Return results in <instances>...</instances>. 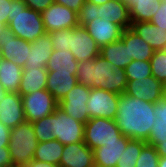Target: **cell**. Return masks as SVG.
Masks as SVG:
<instances>
[{"instance_id":"24","label":"cell","mask_w":166,"mask_h":167,"mask_svg":"<svg viewBox=\"0 0 166 167\" xmlns=\"http://www.w3.org/2000/svg\"><path fill=\"white\" fill-rule=\"evenodd\" d=\"M131 22L150 21L160 8L161 0H124Z\"/></svg>"},{"instance_id":"13","label":"cell","mask_w":166,"mask_h":167,"mask_svg":"<svg viewBox=\"0 0 166 167\" xmlns=\"http://www.w3.org/2000/svg\"><path fill=\"white\" fill-rule=\"evenodd\" d=\"M166 93V85L153 76L127 82L125 94L153 103L159 102Z\"/></svg>"},{"instance_id":"28","label":"cell","mask_w":166,"mask_h":167,"mask_svg":"<svg viewBox=\"0 0 166 167\" xmlns=\"http://www.w3.org/2000/svg\"><path fill=\"white\" fill-rule=\"evenodd\" d=\"M63 149L64 145L56 139L46 142H39L33 159L59 166Z\"/></svg>"},{"instance_id":"34","label":"cell","mask_w":166,"mask_h":167,"mask_svg":"<svg viewBox=\"0 0 166 167\" xmlns=\"http://www.w3.org/2000/svg\"><path fill=\"white\" fill-rule=\"evenodd\" d=\"M159 154L154 146L146 144L136 160L135 167H158Z\"/></svg>"},{"instance_id":"5","label":"cell","mask_w":166,"mask_h":167,"mask_svg":"<svg viewBox=\"0 0 166 167\" xmlns=\"http://www.w3.org/2000/svg\"><path fill=\"white\" fill-rule=\"evenodd\" d=\"M122 136L115 120L97 117L91 118L85 124L84 143L91 150L104 146L105 143L117 141Z\"/></svg>"},{"instance_id":"44","label":"cell","mask_w":166,"mask_h":167,"mask_svg":"<svg viewBox=\"0 0 166 167\" xmlns=\"http://www.w3.org/2000/svg\"><path fill=\"white\" fill-rule=\"evenodd\" d=\"M0 165L3 167L13 166L8 147H0Z\"/></svg>"},{"instance_id":"11","label":"cell","mask_w":166,"mask_h":167,"mask_svg":"<svg viewBox=\"0 0 166 167\" xmlns=\"http://www.w3.org/2000/svg\"><path fill=\"white\" fill-rule=\"evenodd\" d=\"M41 16L47 33L79 26L77 12L55 2Z\"/></svg>"},{"instance_id":"8","label":"cell","mask_w":166,"mask_h":167,"mask_svg":"<svg viewBox=\"0 0 166 167\" xmlns=\"http://www.w3.org/2000/svg\"><path fill=\"white\" fill-rule=\"evenodd\" d=\"M119 95L103 89H91L86 111L91 118L114 120L118 110Z\"/></svg>"},{"instance_id":"15","label":"cell","mask_w":166,"mask_h":167,"mask_svg":"<svg viewBox=\"0 0 166 167\" xmlns=\"http://www.w3.org/2000/svg\"><path fill=\"white\" fill-rule=\"evenodd\" d=\"M60 167H95L94 152L84 142L64 145Z\"/></svg>"},{"instance_id":"19","label":"cell","mask_w":166,"mask_h":167,"mask_svg":"<svg viewBox=\"0 0 166 167\" xmlns=\"http://www.w3.org/2000/svg\"><path fill=\"white\" fill-rule=\"evenodd\" d=\"M121 40L128 46L129 64L133 60L150 61L153 57L155 50L131 28L123 30Z\"/></svg>"},{"instance_id":"35","label":"cell","mask_w":166,"mask_h":167,"mask_svg":"<svg viewBox=\"0 0 166 167\" xmlns=\"http://www.w3.org/2000/svg\"><path fill=\"white\" fill-rule=\"evenodd\" d=\"M98 5L92 2H85L77 13L79 26L84 27L87 23L98 18Z\"/></svg>"},{"instance_id":"45","label":"cell","mask_w":166,"mask_h":167,"mask_svg":"<svg viewBox=\"0 0 166 167\" xmlns=\"http://www.w3.org/2000/svg\"><path fill=\"white\" fill-rule=\"evenodd\" d=\"M21 167H60V166L50 164V163H47V162H40V161H37V160L33 159L29 163H27V164H25Z\"/></svg>"},{"instance_id":"37","label":"cell","mask_w":166,"mask_h":167,"mask_svg":"<svg viewBox=\"0 0 166 167\" xmlns=\"http://www.w3.org/2000/svg\"><path fill=\"white\" fill-rule=\"evenodd\" d=\"M162 140H166V123L155 122L151 128L147 144L154 146L155 144L160 143Z\"/></svg>"},{"instance_id":"36","label":"cell","mask_w":166,"mask_h":167,"mask_svg":"<svg viewBox=\"0 0 166 167\" xmlns=\"http://www.w3.org/2000/svg\"><path fill=\"white\" fill-rule=\"evenodd\" d=\"M49 34L53 50H70V29L57 30Z\"/></svg>"},{"instance_id":"18","label":"cell","mask_w":166,"mask_h":167,"mask_svg":"<svg viewBox=\"0 0 166 167\" xmlns=\"http://www.w3.org/2000/svg\"><path fill=\"white\" fill-rule=\"evenodd\" d=\"M52 52L53 44L50 34L46 33L38 37L34 42H31L29 55L23 69L46 67Z\"/></svg>"},{"instance_id":"33","label":"cell","mask_w":166,"mask_h":167,"mask_svg":"<svg viewBox=\"0 0 166 167\" xmlns=\"http://www.w3.org/2000/svg\"><path fill=\"white\" fill-rule=\"evenodd\" d=\"M38 142L54 140L52 135V114L32 123Z\"/></svg>"},{"instance_id":"30","label":"cell","mask_w":166,"mask_h":167,"mask_svg":"<svg viewBox=\"0 0 166 167\" xmlns=\"http://www.w3.org/2000/svg\"><path fill=\"white\" fill-rule=\"evenodd\" d=\"M124 70L127 81L152 76L150 61L133 60Z\"/></svg>"},{"instance_id":"16","label":"cell","mask_w":166,"mask_h":167,"mask_svg":"<svg viewBox=\"0 0 166 167\" xmlns=\"http://www.w3.org/2000/svg\"><path fill=\"white\" fill-rule=\"evenodd\" d=\"M84 27L100 48L120 40L124 30L120 25L101 19L100 17L95 20L93 19Z\"/></svg>"},{"instance_id":"42","label":"cell","mask_w":166,"mask_h":167,"mask_svg":"<svg viewBox=\"0 0 166 167\" xmlns=\"http://www.w3.org/2000/svg\"><path fill=\"white\" fill-rule=\"evenodd\" d=\"M54 2L66 6L78 13L86 0H54Z\"/></svg>"},{"instance_id":"6","label":"cell","mask_w":166,"mask_h":167,"mask_svg":"<svg viewBox=\"0 0 166 167\" xmlns=\"http://www.w3.org/2000/svg\"><path fill=\"white\" fill-rule=\"evenodd\" d=\"M85 124L67 115L59 106L52 113V135L63 145L84 142Z\"/></svg>"},{"instance_id":"27","label":"cell","mask_w":166,"mask_h":167,"mask_svg":"<svg viewBox=\"0 0 166 167\" xmlns=\"http://www.w3.org/2000/svg\"><path fill=\"white\" fill-rule=\"evenodd\" d=\"M23 68L17 64L2 59L0 64V84L8 92L19 93Z\"/></svg>"},{"instance_id":"25","label":"cell","mask_w":166,"mask_h":167,"mask_svg":"<svg viewBox=\"0 0 166 167\" xmlns=\"http://www.w3.org/2000/svg\"><path fill=\"white\" fill-rule=\"evenodd\" d=\"M78 63L70 50L59 49L53 50L46 68L48 71H58L76 75Z\"/></svg>"},{"instance_id":"17","label":"cell","mask_w":166,"mask_h":167,"mask_svg":"<svg viewBox=\"0 0 166 167\" xmlns=\"http://www.w3.org/2000/svg\"><path fill=\"white\" fill-rule=\"evenodd\" d=\"M129 140V137L123 135L117 141L105 143L104 146L94 149L95 167H116Z\"/></svg>"},{"instance_id":"1","label":"cell","mask_w":166,"mask_h":167,"mask_svg":"<svg viewBox=\"0 0 166 167\" xmlns=\"http://www.w3.org/2000/svg\"><path fill=\"white\" fill-rule=\"evenodd\" d=\"M154 104L125 93L120 94L114 120L122 134L130 139L147 142L157 118L153 111Z\"/></svg>"},{"instance_id":"23","label":"cell","mask_w":166,"mask_h":167,"mask_svg":"<svg viewBox=\"0 0 166 167\" xmlns=\"http://www.w3.org/2000/svg\"><path fill=\"white\" fill-rule=\"evenodd\" d=\"M48 70L46 67L22 70L19 94L25 95L38 90L46 89Z\"/></svg>"},{"instance_id":"41","label":"cell","mask_w":166,"mask_h":167,"mask_svg":"<svg viewBox=\"0 0 166 167\" xmlns=\"http://www.w3.org/2000/svg\"><path fill=\"white\" fill-rule=\"evenodd\" d=\"M27 7L42 12L46 10L51 4L54 3V0H23Z\"/></svg>"},{"instance_id":"40","label":"cell","mask_w":166,"mask_h":167,"mask_svg":"<svg viewBox=\"0 0 166 167\" xmlns=\"http://www.w3.org/2000/svg\"><path fill=\"white\" fill-rule=\"evenodd\" d=\"M12 0H0V23L6 27L8 25V17H11Z\"/></svg>"},{"instance_id":"14","label":"cell","mask_w":166,"mask_h":167,"mask_svg":"<svg viewBox=\"0 0 166 167\" xmlns=\"http://www.w3.org/2000/svg\"><path fill=\"white\" fill-rule=\"evenodd\" d=\"M25 121L22 96L8 92L0 101V122L12 129Z\"/></svg>"},{"instance_id":"10","label":"cell","mask_w":166,"mask_h":167,"mask_svg":"<svg viewBox=\"0 0 166 167\" xmlns=\"http://www.w3.org/2000/svg\"><path fill=\"white\" fill-rule=\"evenodd\" d=\"M91 88L77 83L59 102V107L74 119L86 124L90 117L87 114L86 106Z\"/></svg>"},{"instance_id":"51","label":"cell","mask_w":166,"mask_h":167,"mask_svg":"<svg viewBox=\"0 0 166 167\" xmlns=\"http://www.w3.org/2000/svg\"><path fill=\"white\" fill-rule=\"evenodd\" d=\"M164 52H166V45L164 46V48L162 49Z\"/></svg>"},{"instance_id":"7","label":"cell","mask_w":166,"mask_h":167,"mask_svg":"<svg viewBox=\"0 0 166 167\" xmlns=\"http://www.w3.org/2000/svg\"><path fill=\"white\" fill-rule=\"evenodd\" d=\"M22 101L26 121L31 123L51 115L59 105L47 89L22 95Z\"/></svg>"},{"instance_id":"4","label":"cell","mask_w":166,"mask_h":167,"mask_svg":"<svg viewBox=\"0 0 166 167\" xmlns=\"http://www.w3.org/2000/svg\"><path fill=\"white\" fill-rule=\"evenodd\" d=\"M76 78L78 83L91 89L106 90L105 79L110 77L115 67L104 59L97 56L93 60L78 63Z\"/></svg>"},{"instance_id":"49","label":"cell","mask_w":166,"mask_h":167,"mask_svg":"<svg viewBox=\"0 0 166 167\" xmlns=\"http://www.w3.org/2000/svg\"><path fill=\"white\" fill-rule=\"evenodd\" d=\"M8 93V91H6L0 84V101L2 99V97H5V95Z\"/></svg>"},{"instance_id":"9","label":"cell","mask_w":166,"mask_h":167,"mask_svg":"<svg viewBox=\"0 0 166 167\" xmlns=\"http://www.w3.org/2000/svg\"><path fill=\"white\" fill-rule=\"evenodd\" d=\"M31 48V42L16 37L8 27L0 32V55L20 67H24Z\"/></svg>"},{"instance_id":"39","label":"cell","mask_w":166,"mask_h":167,"mask_svg":"<svg viewBox=\"0 0 166 167\" xmlns=\"http://www.w3.org/2000/svg\"><path fill=\"white\" fill-rule=\"evenodd\" d=\"M153 111L157 117L155 122L166 123V93L159 102L154 104Z\"/></svg>"},{"instance_id":"20","label":"cell","mask_w":166,"mask_h":167,"mask_svg":"<svg viewBox=\"0 0 166 167\" xmlns=\"http://www.w3.org/2000/svg\"><path fill=\"white\" fill-rule=\"evenodd\" d=\"M97 15L101 19L120 25L123 29L131 27L129 9L124 1L111 0L99 5Z\"/></svg>"},{"instance_id":"21","label":"cell","mask_w":166,"mask_h":167,"mask_svg":"<svg viewBox=\"0 0 166 167\" xmlns=\"http://www.w3.org/2000/svg\"><path fill=\"white\" fill-rule=\"evenodd\" d=\"M77 83V78L72 73L48 71L46 89L60 102Z\"/></svg>"},{"instance_id":"26","label":"cell","mask_w":166,"mask_h":167,"mask_svg":"<svg viewBox=\"0 0 166 167\" xmlns=\"http://www.w3.org/2000/svg\"><path fill=\"white\" fill-rule=\"evenodd\" d=\"M100 56L110 62L115 69H125L129 64L128 46L121 39L101 47Z\"/></svg>"},{"instance_id":"38","label":"cell","mask_w":166,"mask_h":167,"mask_svg":"<svg viewBox=\"0 0 166 167\" xmlns=\"http://www.w3.org/2000/svg\"><path fill=\"white\" fill-rule=\"evenodd\" d=\"M150 22L162 30H166V1L161 0L160 8L154 14Z\"/></svg>"},{"instance_id":"32","label":"cell","mask_w":166,"mask_h":167,"mask_svg":"<svg viewBox=\"0 0 166 167\" xmlns=\"http://www.w3.org/2000/svg\"><path fill=\"white\" fill-rule=\"evenodd\" d=\"M150 63L152 76L166 85V52L163 50L154 51Z\"/></svg>"},{"instance_id":"3","label":"cell","mask_w":166,"mask_h":167,"mask_svg":"<svg viewBox=\"0 0 166 167\" xmlns=\"http://www.w3.org/2000/svg\"><path fill=\"white\" fill-rule=\"evenodd\" d=\"M31 122L25 121L11 129L8 149L14 166H23L33 160L38 146Z\"/></svg>"},{"instance_id":"46","label":"cell","mask_w":166,"mask_h":167,"mask_svg":"<svg viewBox=\"0 0 166 167\" xmlns=\"http://www.w3.org/2000/svg\"><path fill=\"white\" fill-rule=\"evenodd\" d=\"M159 156L166 157V140H162L160 143L154 145Z\"/></svg>"},{"instance_id":"50","label":"cell","mask_w":166,"mask_h":167,"mask_svg":"<svg viewBox=\"0 0 166 167\" xmlns=\"http://www.w3.org/2000/svg\"><path fill=\"white\" fill-rule=\"evenodd\" d=\"M6 26L2 23H0V32L2 31V29H4Z\"/></svg>"},{"instance_id":"52","label":"cell","mask_w":166,"mask_h":167,"mask_svg":"<svg viewBox=\"0 0 166 167\" xmlns=\"http://www.w3.org/2000/svg\"><path fill=\"white\" fill-rule=\"evenodd\" d=\"M2 59H3V58H2V56L0 55V64H1V62H2Z\"/></svg>"},{"instance_id":"2","label":"cell","mask_w":166,"mask_h":167,"mask_svg":"<svg viewBox=\"0 0 166 167\" xmlns=\"http://www.w3.org/2000/svg\"><path fill=\"white\" fill-rule=\"evenodd\" d=\"M9 30L18 38L34 42L46 34L41 12L26 6L23 0H12L11 17H8Z\"/></svg>"},{"instance_id":"48","label":"cell","mask_w":166,"mask_h":167,"mask_svg":"<svg viewBox=\"0 0 166 167\" xmlns=\"http://www.w3.org/2000/svg\"><path fill=\"white\" fill-rule=\"evenodd\" d=\"M158 167H166V157L160 156L159 162H158Z\"/></svg>"},{"instance_id":"22","label":"cell","mask_w":166,"mask_h":167,"mask_svg":"<svg viewBox=\"0 0 166 167\" xmlns=\"http://www.w3.org/2000/svg\"><path fill=\"white\" fill-rule=\"evenodd\" d=\"M130 28L155 51L162 50L166 45V30H162L161 27H157L150 21L131 22Z\"/></svg>"},{"instance_id":"29","label":"cell","mask_w":166,"mask_h":167,"mask_svg":"<svg viewBox=\"0 0 166 167\" xmlns=\"http://www.w3.org/2000/svg\"><path fill=\"white\" fill-rule=\"evenodd\" d=\"M147 144L143 140L130 139L116 167H135L142 148Z\"/></svg>"},{"instance_id":"43","label":"cell","mask_w":166,"mask_h":167,"mask_svg":"<svg viewBox=\"0 0 166 167\" xmlns=\"http://www.w3.org/2000/svg\"><path fill=\"white\" fill-rule=\"evenodd\" d=\"M11 129L0 122V147H8Z\"/></svg>"},{"instance_id":"31","label":"cell","mask_w":166,"mask_h":167,"mask_svg":"<svg viewBox=\"0 0 166 167\" xmlns=\"http://www.w3.org/2000/svg\"><path fill=\"white\" fill-rule=\"evenodd\" d=\"M106 91L116 93L118 95L125 93L127 87V77L124 69H114L110 77L105 79Z\"/></svg>"},{"instance_id":"47","label":"cell","mask_w":166,"mask_h":167,"mask_svg":"<svg viewBox=\"0 0 166 167\" xmlns=\"http://www.w3.org/2000/svg\"><path fill=\"white\" fill-rule=\"evenodd\" d=\"M111 0H86V2H92V3H95L96 5H102L106 2H109ZM120 1H124V0H120Z\"/></svg>"},{"instance_id":"12","label":"cell","mask_w":166,"mask_h":167,"mask_svg":"<svg viewBox=\"0 0 166 167\" xmlns=\"http://www.w3.org/2000/svg\"><path fill=\"white\" fill-rule=\"evenodd\" d=\"M70 51L78 62L90 61L100 55V47L82 26L70 28Z\"/></svg>"}]
</instances>
